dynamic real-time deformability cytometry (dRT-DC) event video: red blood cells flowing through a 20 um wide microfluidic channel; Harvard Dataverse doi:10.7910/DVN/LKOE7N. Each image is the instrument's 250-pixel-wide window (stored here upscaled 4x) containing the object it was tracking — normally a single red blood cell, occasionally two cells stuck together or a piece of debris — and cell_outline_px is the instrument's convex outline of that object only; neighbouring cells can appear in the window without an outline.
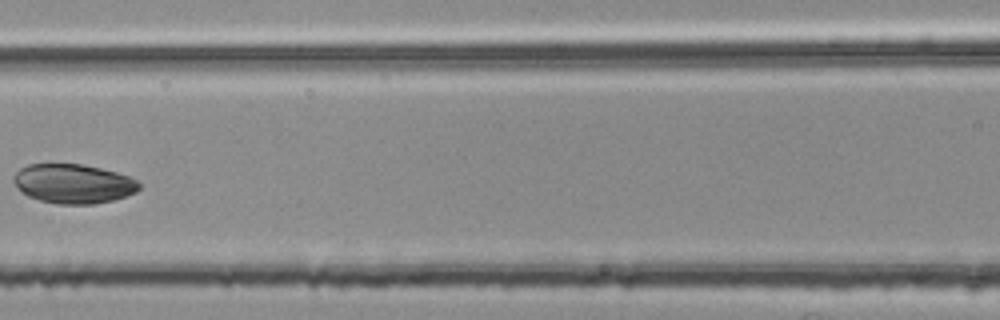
{"species": "common noctule bat (a hibernating species)", "species_latin": "Nyctalus noctula", "temperature_condition": "room temperature", "stored_images_in_passage": 5, "camera_frame_rate_fps": 3000, "um_per_image_px": 0.085, "animal": {"sex": "female", "body_mass_g": 25.1}, "frame": {"image": 1, "passage_image": 5, "time_ms": 1.333, "image_size_px": [1000, 320], "cell_outline_px": [[140, 188], [136, 192], [112, 200], [96, 204], [56, 204], [40, 200], [28, 196], [20, 192], [16, 188], [12, 180], [12, 176], [20, 168], [28, 164], [80, 164], [100, 168], [116, 172], [128, 176], [136, 180], [140, 184]], "centroid_in_image_um": [6.18, 15.62], "position_along_channel_um": 160.4, "area_um2": 28.9}}